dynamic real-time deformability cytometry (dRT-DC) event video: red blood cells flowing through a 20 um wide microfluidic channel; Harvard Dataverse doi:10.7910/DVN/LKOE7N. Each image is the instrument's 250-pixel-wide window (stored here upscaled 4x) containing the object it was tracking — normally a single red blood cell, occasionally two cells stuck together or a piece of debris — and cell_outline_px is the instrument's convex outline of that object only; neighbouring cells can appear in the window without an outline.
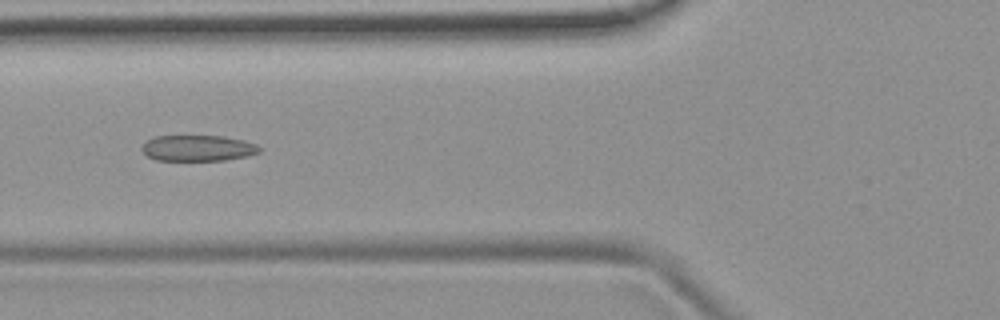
{"species": "common noctule bat (a hibernating species)", "species_latin": "Nyctalus noctula", "temperature_condition": "room temperature", "stored_images_in_passage": 7, "camera_frame_rate_fps": 3000, "um_per_image_px": 0.085, "animal": {"sex": "female", "body_mass_g": 19.9}, "frame": {"image": 1, "passage_image": 6, "time_ms": 1.667, "image_size_px": [1000, 320], "cell_outline_px": [[260, 152], [248, 156], [224, 160], [156, 160], [148, 156], [140, 148], [152, 136], [224, 136], [244, 140], [256, 144], [260, 148]], "centroid_in_image_um": [16.83, 12.58], "position_along_channel_um": 109.0, "area_um2": 17.74}}
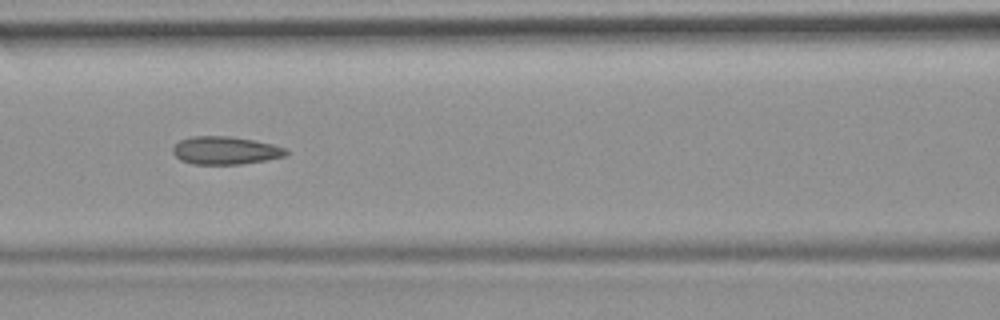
{"frame": {"image": 2, "passage_image": 7, "time_ms": 2.0, "image_size_px": [1000, 320], "cell_outline_px": [[288, 152], [284, 156], [264, 160], [240, 164], [192, 164], [180, 160], [172, 152], [172, 148], [180, 140], [192, 136], [232, 136], [272, 144], [288, 148]], "centroid_in_image_um": [19.14, 12.78], "position_along_channel_um": 147.5, "area_um2": 18.38}}